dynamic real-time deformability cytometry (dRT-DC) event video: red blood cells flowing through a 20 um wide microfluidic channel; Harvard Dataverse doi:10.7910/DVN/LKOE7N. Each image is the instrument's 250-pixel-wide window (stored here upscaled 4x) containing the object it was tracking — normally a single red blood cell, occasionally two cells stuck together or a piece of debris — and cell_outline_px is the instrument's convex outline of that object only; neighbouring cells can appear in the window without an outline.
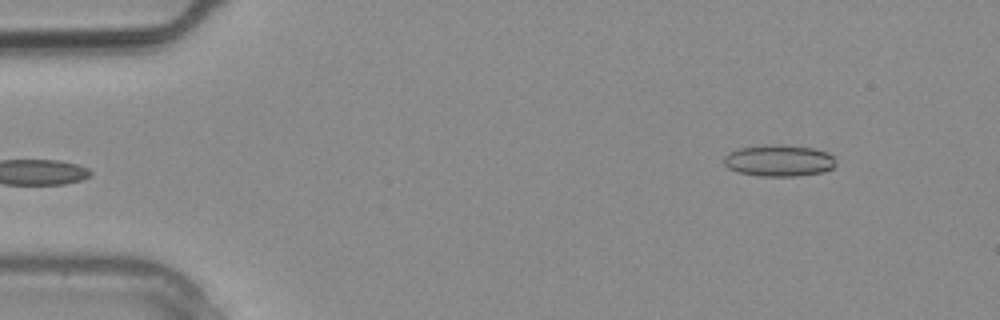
{"species": "common noctule bat (a hibernating species)", "species_latin": "Nyctalus noctula", "temperature_condition": "warm", "stored_images_in_passage": 3, "camera_frame_rate_fps": 3000, "um_per_image_px": 0.085, "animal": {"sex": "male", "body_mass_g": 20.4}, "frame": {"image": 1, "passage_image": 3, "time_ms": 0.667, "image_size_px": [1000, 320], "cell_outline_px": [[836, 164], [832, 168], [824, 172], [796, 176], [760, 176], [736, 172], [728, 168], [724, 164], [724, 156], [728, 152], [740, 148], [812, 148], [828, 152], [832, 156]], "centroid_in_image_um": [66.21, 13.72], "position_along_channel_um": 18.8, "area_um2": 19.54}}